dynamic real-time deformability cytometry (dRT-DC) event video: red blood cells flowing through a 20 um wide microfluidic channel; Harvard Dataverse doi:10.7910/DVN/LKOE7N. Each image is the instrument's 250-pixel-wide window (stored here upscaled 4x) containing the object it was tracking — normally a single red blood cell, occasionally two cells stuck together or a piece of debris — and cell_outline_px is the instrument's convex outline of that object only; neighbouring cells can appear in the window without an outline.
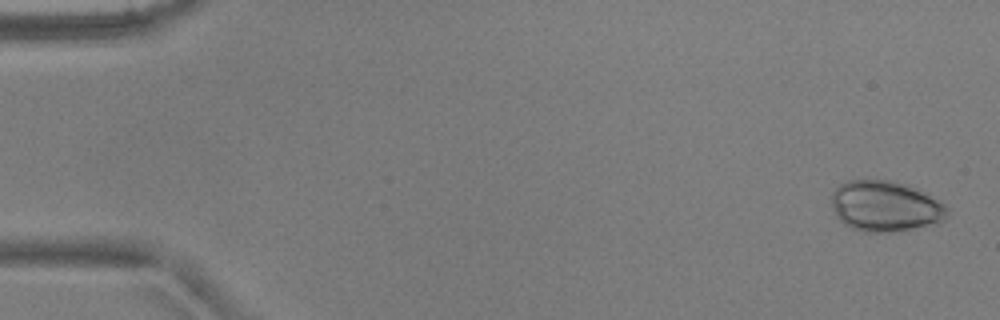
{"species": "common noctule bat (a hibernating species)", "species_latin": "Nyctalus noctula", "temperature_condition": "warm", "stored_images_in_passage": 8, "camera_frame_rate_fps": 3000, "um_per_image_px": 0.085, "animal": {"sex": "male", "body_mass_g": 17.9, "forearm_length_mm": 54.2}, "frame": {"image": 1, "passage_image": 1, "time_ms": 0.0, "image_size_px": [1000, 320], "cell_outline_px": [[948, 216], [940, 224], [892, 232], [864, 232], [852, 228], [844, 224], [836, 216], [832, 204], [832, 192], [840, 184], [848, 180], [888, 180], [904, 184], [940, 200], [948, 208]], "centroid_in_image_um": [75.27, 17.55], "position_along_channel_um": 9.7, "area_um2": 34.33}}
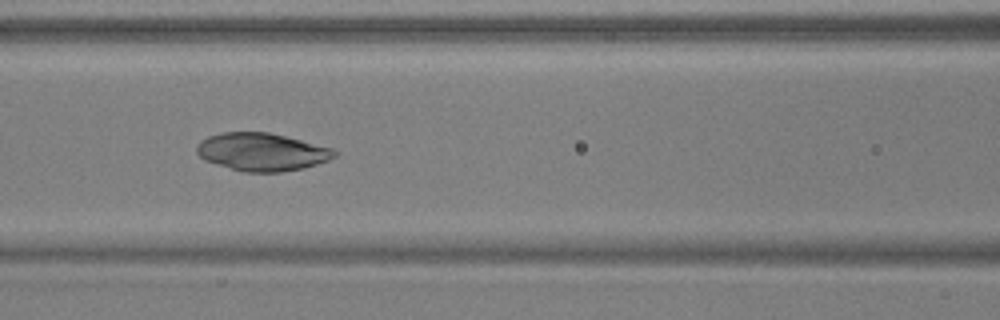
{"frame": {"image": 2, "passage_image": 7, "time_ms": 2.0, "image_size_px": [1000, 320], "cell_outline_px": [[340, 152], [336, 156], [328, 160], [304, 168], [280, 172], [244, 172], [216, 164], [204, 160], [196, 152], [196, 148], [200, 140], [208, 136], [224, 132], [268, 132], [332, 148]], "centroid_in_image_um": [22.25, 12.92], "position_along_channel_um": 144.3, "area_um2": 30.29}}
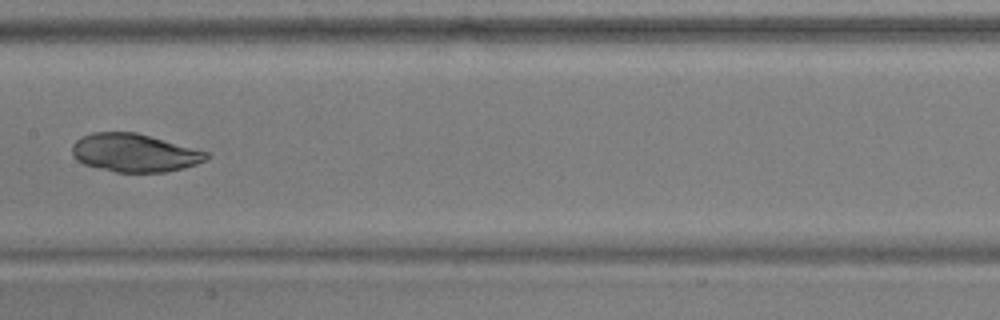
{"frame": {"image": 3, "passage_image": 8, "time_ms": 2.333, "image_size_px": [1000, 320], "cell_outline_px": [[212, 156], [196, 164], [184, 168], [164, 172], [116, 172], [84, 164], [76, 160], [72, 152], [72, 144], [80, 136], [92, 132], [136, 132], [208, 152]], "centroid_in_image_um": [11.41, 12.98], "position_along_channel_um": 196.0, "area_um2": 29.82}}